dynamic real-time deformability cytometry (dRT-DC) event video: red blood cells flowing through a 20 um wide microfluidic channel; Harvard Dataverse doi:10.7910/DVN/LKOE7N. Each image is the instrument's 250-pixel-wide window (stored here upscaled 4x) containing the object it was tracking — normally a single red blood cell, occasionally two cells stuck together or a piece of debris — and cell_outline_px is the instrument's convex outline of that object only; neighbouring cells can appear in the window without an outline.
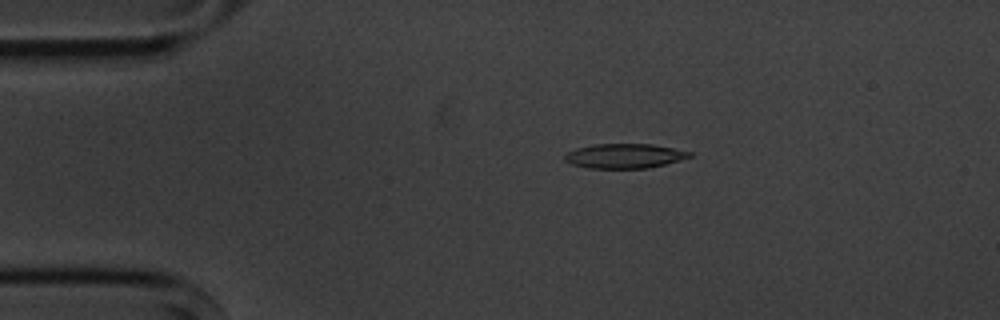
{"species": "common noctule bat (a hibernating species)", "species_latin": "Nyctalus noctula", "temperature_condition": "cold", "stored_images_in_passage": 7, "camera_frame_rate_fps": 3000, "um_per_image_px": 0.085, "animal": {"sex": "male", "body_mass_g": 20.1, "forearm_length_mm": 53.5}, "frame": {"image": 1, "passage_image": 3, "time_ms": 2.333, "image_size_px": [1000, 320], "cell_outline_px": [[692, 156], [680, 160], [648, 168], [588, 168], [572, 164], [564, 160], [564, 156], [568, 152], [576, 148], [596, 144], [652, 144], [692, 152]], "centroid_in_image_um": [53.07, 13.25], "position_along_channel_um": 31.9, "area_um2": 17.74}}
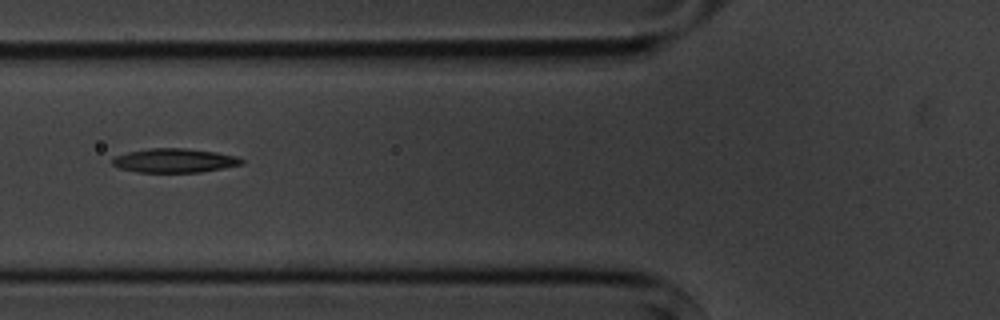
{"frame": {"image": 2, "passage_image": 6, "time_ms": 5.667, "image_size_px": [1000, 320], "cell_outline_px": [[244, 164], [224, 168], [200, 172], [136, 172], [120, 168], [112, 164], [112, 160], [116, 156], [128, 152], [148, 148], [188, 148], [216, 152], [236, 156], [244, 160]], "centroid_in_image_um": [14.86, 13.64], "position_along_channel_um": 110.9, "area_um2": 18.15}}
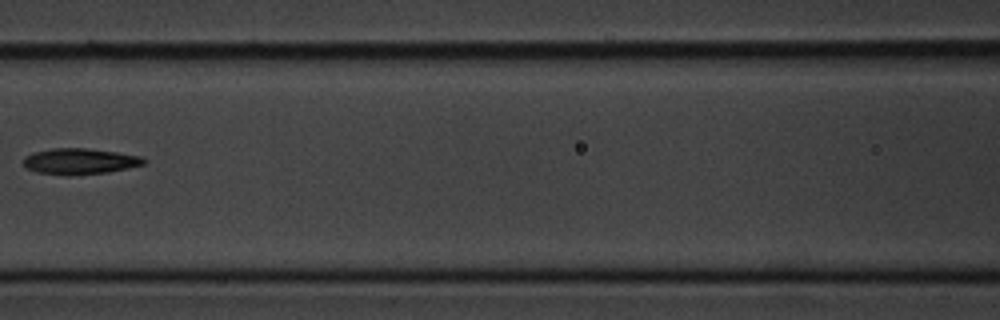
{"frame": {"image": 3, "passage_image": 7, "time_ms": 7.0, "image_size_px": [1000, 320], "cell_outline_px": [[148, 160], [144, 164], [128, 168], [108, 172], [68, 176], [36, 172], [28, 168], [20, 160], [24, 156], [36, 152], [52, 148], [88, 148], [144, 156]], "centroid_in_image_um": [6.8, 13.71], "position_along_channel_um": 159.8, "area_um2": 18.44}}